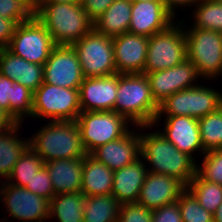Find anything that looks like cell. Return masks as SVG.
<instances>
[{"mask_svg":"<svg viewBox=\"0 0 222 222\" xmlns=\"http://www.w3.org/2000/svg\"><path fill=\"white\" fill-rule=\"evenodd\" d=\"M139 136L140 158L148 172L177 178L187 186L196 174L197 162L179 151L153 124L139 126Z\"/></svg>","mask_w":222,"mask_h":222,"instance_id":"cell-1","label":"cell"},{"mask_svg":"<svg viewBox=\"0 0 222 222\" xmlns=\"http://www.w3.org/2000/svg\"><path fill=\"white\" fill-rule=\"evenodd\" d=\"M29 135V147L47 163L49 161L84 158L88 153L83 145L76 120L47 121Z\"/></svg>","mask_w":222,"mask_h":222,"instance_id":"cell-2","label":"cell"},{"mask_svg":"<svg viewBox=\"0 0 222 222\" xmlns=\"http://www.w3.org/2000/svg\"><path fill=\"white\" fill-rule=\"evenodd\" d=\"M35 17L56 45H72L93 29V22L77 3L35 2Z\"/></svg>","mask_w":222,"mask_h":222,"instance_id":"cell-3","label":"cell"},{"mask_svg":"<svg viewBox=\"0 0 222 222\" xmlns=\"http://www.w3.org/2000/svg\"><path fill=\"white\" fill-rule=\"evenodd\" d=\"M116 96L114 112L123 115L135 126L154 123L159 105L152 98L145 74H119Z\"/></svg>","mask_w":222,"mask_h":222,"instance_id":"cell-4","label":"cell"},{"mask_svg":"<svg viewBox=\"0 0 222 222\" xmlns=\"http://www.w3.org/2000/svg\"><path fill=\"white\" fill-rule=\"evenodd\" d=\"M214 82L203 80L195 87L178 91L167 97L159 104L156 117L184 115L200 119L218 110L222 107V88L219 90L220 87L217 89L215 84L210 85Z\"/></svg>","mask_w":222,"mask_h":222,"instance_id":"cell-5","label":"cell"},{"mask_svg":"<svg viewBox=\"0 0 222 222\" xmlns=\"http://www.w3.org/2000/svg\"><path fill=\"white\" fill-rule=\"evenodd\" d=\"M187 59L205 81L222 78V33L195 27H184ZM219 79V80H218Z\"/></svg>","mask_w":222,"mask_h":222,"instance_id":"cell-6","label":"cell"},{"mask_svg":"<svg viewBox=\"0 0 222 222\" xmlns=\"http://www.w3.org/2000/svg\"><path fill=\"white\" fill-rule=\"evenodd\" d=\"M81 112L79 89L43 82L33 94L31 119L34 122L38 120L42 124V121H74Z\"/></svg>","mask_w":222,"mask_h":222,"instance_id":"cell-7","label":"cell"},{"mask_svg":"<svg viewBox=\"0 0 222 222\" xmlns=\"http://www.w3.org/2000/svg\"><path fill=\"white\" fill-rule=\"evenodd\" d=\"M76 121L88 154L99 146L122 138L135 126L114 111H82Z\"/></svg>","mask_w":222,"mask_h":222,"instance_id":"cell-8","label":"cell"},{"mask_svg":"<svg viewBox=\"0 0 222 222\" xmlns=\"http://www.w3.org/2000/svg\"><path fill=\"white\" fill-rule=\"evenodd\" d=\"M187 59V43L182 23L149 37L144 73L172 68Z\"/></svg>","mask_w":222,"mask_h":222,"instance_id":"cell-9","label":"cell"},{"mask_svg":"<svg viewBox=\"0 0 222 222\" xmlns=\"http://www.w3.org/2000/svg\"><path fill=\"white\" fill-rule=\"evenodd\" d=\"M72 46L77 53L84 78L117 74L111 37L92 29Z\"/></svg>","mask_w":222,"mask_h":222,"instance_id":"cell-10","label":"cell"},{"mask_svg":"<svg viewBox=\"0 0 222 222\" xmlns=\"http://www.w3.org/2000/svg\"><path fill=\"white\" fill-rule=\"evenodd\" d=\"M4 207V219L9 222H48L50 201L30 192L26 188L3 182L0 192V205ZM7 214L9 217H7ZM48 220V221H47ZM14 220L12 219L13 222Z\"/></svg>","mask_w":222,"mask_h":222,"instance_id":"cell-11","label":"cell"},{"mask_svg":"<svg viewBox=\"0 0 222 222\" xmlns=\"http://www.w3.org/2000/svg\"><path fill=\"white\" fill-rule=\"evenodd\" d=\"M55 46L46 27L34 17L18 24L7 49L30 63L44 65Z\"/></svg>","mask_w":222,"mask_h":222,"instance_id":"cell-12","label":"cell"},{"mask_svg":"<svg viewBox=\"0 0 222 222\" xmlns=\"http://www.w3.org/2000/svg\"><path fill=\"white\" fill-rule=\"evenodd\" d=\"M153 126L179 151L188 154L196 162L200 160L197 156L202 157L205 153L198 119L184 115L156 117Z\"/></svg>","mask_w":222,"mask_h":222,"instance_id":"cell-13","label":"cell"},{"mask_svg":"<svg viewBox=\"0 0 222 222\" xmlns=\"http://www.w3.org/2000/svg\"><path fill=\"white\" fill-rule=\"evenodd\" d=\"M145 75L150 84L152 98L158 105L174 93L195 87L203 82L196 66L188 59L172 68Z\"/></svg>","mask_w":222,"mask_h":222,"instance_id":"cell-14","label":"cell"},{"mask_svg":"<svg viewBox=\"0 0 222 222\" xmlns=\"http://www.w3.org/2000/svg\"><path fill=\"white\" fill-rule=\"evenodd\" d=\"M81 65L72 45H56L44 64L43 82L79 89L83 82Z\"/></svg>","mask_w":222,"mask_h":222,"instance_id":"cell-15","label":"cell"},{"mask_svg":"<svg viewBox=\"0 0 222 222\" xmlns=\"http://www.w3.org/2000/svg\"><path fill=\"white\" fill-rule=\"evenodd\" d=\"M177 20L163 1L132 0L128 32L149 38L168 29Z\"/></svg>","mask_w":222,"mask_h":222,"instance_id":"cell-16","label":"cell"},{"mask_svg":"<svg viewBox=\"0 0 222 222\" xmlns=\"http://www.w3.org/2000/svg\"><path fill=\"white\" fill-rule=\"evenodd\" d=\"M112 41L117 73H144L149 38L126 32Z\"/></svg>","mask_w":222,"mask_h":222,"instance_id":"cell-17","label":"cell"},{"mask_svg":"<svg viewBox=\"0 0 222 222\" xmlns=\"http://www.w3.org/2000/svg\"><path fill=\"white\" fill-rule=\"evenodd\" d=\"M186 186L177 178L148 172L137 203L150 210L178 201Z\"/></svg>","mask_w":222,"mask_h":222,"instance_id":"cell-18","label":"cell"},{"mask_svg":"<svg viewBox=\"0 0 222 222\" xmlns=\"http://www.w3.org/2000/svg\"><path fill=\"white\" fill-rule=\"evenodd\" d=\"M119 73L106 77L84 78L79 86L82 111H113Z\"/></svg>","mask_w":222,"mask_h":222,"instance_id":"cell-19","label":"cell"},{"mask_svg":"<svg viewBox=\"0 0 222 222\" xmlns=\"http://www.w3.org/2000/svg\"><path fill=\"white\" fill-rule=\"evenodd\" d=\"M91 155L112 171L134 163L140 158L139 126H134L122 138L99 146Z\"/></svg>","mask_w":222,"mask_h":222,"instance_id":"cell-20","label":"cell"},{"mask_svg":"<svg viewBox=\"0 0 222 222\" xmlns=\"http://www.w3.org/2000/svg\"><path fill=\"white\" fill-rule=\"evenodd\" d=\"M44 65L30 63L14 55L7 48H0V74L35 92L43 84Z\"/></svg>","mask_w":222,"mask_h":222,"instance_id":"cell-21","label":"cell"},{"mask_svg":"<svg viewBox=\"0 0 222 222\" xmlns=\"http://www.w3.org/2000/svg\"><path fill=\"white\" fill-rule=\"evenodd\" d=\"M147 173L145 162L141 158L114 171L111 194L120 204L137 203L138 195Z\"/></svg>","mask_w":222,"mask_h":222,"instance_id":"cell-22","label":"cell"},{"mask_svg":"<svg viewBox=\"0 0 222 222\" xmlns=\"http://www.w3.org/2000/svg\"><path fill=\"white\" fill-rule=\"evenodd\" d=\"M44 166L50 175L54 195L81 191L83 158L49 161Z\"/></svg>","mask_w":222,"mask_h":222,"instance_id":"cell-23","label":"cell"},{"mask_svg":"<svg viewBox=\"0 0 222 222\" xmlns=\"http://www.w3.org/2000/svg\"><path fill=\"white\" fill-rule=\"evenodd\" d=\"M114 171L91 154L83 158L81 192L86 197L111 194Z\"/></svg>","mask_w":222,"mask_h":222,"instance_id":"cell-24","label":"cell"},{"mask_svg":"<svg viewBox=\"0 0 222 222\" xmlns=\"http://www.w3.org/2000/svg\"><path fill=\"white\" fill-rule=\"evenodd\" d=\"M22 125L23 123H16L0 133V178L3 181L8 179L19 157L29 146V137L21 136Z\"/></svg>","mask_w":222,"mask_h":222,"instance_id":"cell-25","label":"cell"},{"mask_svg":"<svg viewBox=\"0 0 222 222\" xmlns=\"http://www.w3.org/2000/svg\"><path fill=\"white\" fill-rule=\"evenodd\" d=\"M132 0H116L93 22V29L107 37L128 32L131 20Z\"/></svg>","mask_w":222,"mask_h":222,"instance_id":"cell-26","label":"cell"},{"mask_svg":"<svg viewBox=\"0 0 222 222\" xmlns=\"http://www.w3.org/2000/svg\"><path fill=\"white\" fill-rule=\"evenodd\" d=\"M85 198L81 191L55 195L50 200L49 222H83Z\"/></svg>","mask_w":222,"mask_h":222,"instance_id":"cell-27","label":"cell"},{"mask_svg":"<svg viewBox=\"0 0 222 222\" xmlns=\"http://www.w3.org/2000/svg\"><path fill=\"white\" fill-rule=\"evenodd\" d=\"M188 11L191 12V16L188 15L187 19L186 16L183 18L180 16L178 19L183 27H195L222 33V2L200 0Z\"/></svg>","mask_w":222,"mask_h":222,"instance_id":"cell-28","label":"cell"},{"mask_svg":"<svg viewBox=\"0 0 222 222\" xmlns=\"http://www.w3.org/2000/svg\"><path fill=\"white\" fill-rule=\"evenodd\" d=\"M120 208L112 194L86 197L83 222H118Z\"/></svg>","mask_w":222,"mask_h":222,"instance_id":"cell-29","label":"cell"},{"mask_svg":"<svg viewBox=\"0 0 222 222\" xmlns=\"http://www.w3.org/2000/svg\"><path fill=\"white\" fill-rule=\"evenodd\" d=\"M44 164L45 162L41 157L28 146L19 157L18 162L13 167L6 182L14 186L26 188L27 184L31 182L35 176V173H37Z\"/></svg>","mask_w":222,"mask_h":222,"instance_id":"cell-30","label":"cell"},{"mask_svg":"<svg viewBox=\"0 0 222 222\" xmlns=\"http://www.w3.org/2000/svg\"><path fill=\"white\" fill-rule=\"evenodd\" d=\"M186 188L194 195L198 203L212 214L222 203V185L205 181L197 173Z\"/></svg>","mask_w":222,"mask_h":222,"instance_id":"cell-31","label":"cell"},{"mask_svg":"<svg viewBox=\"0 0 222 222\" xmlns=\"http://www.w3.org/2000/svg\"><path fill=\"white\" fill-rule=\"evenodd\" d=\"M204 152L222 150V107L198 119Z\"/></svg>","mask_w":222,"mask_h":222,"instance_id":"cell-32","label":"cell"},{"mask_svg":"<svg viewBox=\"0 0 222 222\" xmlns=\"http://www.w3.org/2000/svg\"><path fill=\"white\" fill-rule=\"evenodd\" d=\"M33 94L29 88L12 80V118L16 123H24L32 117Z\"/></svg>","mask_w":222,"mask_h":222,"instance_id":"cell-33","label":"cell"},{"mask_svg":"<svg viewBox=\"0 0 222 222\" xmlns=\"http://www.w3.org/2000/svg\"><path fill=\"white\" fill-rule=\"evenodd\" d=\"M178 202L183 222H214L213 214L204 209L187 188Z\"/></svg>","mask_w":222,"mask_h":222,"instance_id":"cell-34","label":"cell"},{"mask_svg":"<svg viewBox=\"0 0 222 222\" xmlns=\"http://www.w3.org/2000/svg\"><path fill=\"white\" fill-rule=\"evenodd\" d=\"M0 17L18 24L31 21L35 17V0H0Z\"/></svg>","mask_w":222,"mask_h":222,"instance_id":"cell-35","label":"cell"},{"mask_svg":"<svg viewBox=\"0 0 222 222\" xmlns=\"http://www.w3.org/2000/svg\"><path fill=\"white\" fill-rule=\"evenodd\" d=\"M200 159L196 173L205 181L222 185V150L207 151Z\"/></svg>","mask_w":222,"mask_h":222,"instance_id":"cell-36","label":"cell"},{"mask_svg":"<svg viewBox=\"0 0 222 222\" xmlns=\"http://www.w3.org/2000/svg\"><path fill=\"white\" fill-rule=\"evenodd\" d=\"M26 189L49 201L55 196L52 181L45 166L35 173L31 182L27 184Z\"/></svg>","mask_w":222,"mask_h":222,"instance_id":"cell-37","label":"cell"},{"mask_svg":"<svg viewBox=\"0 0 222 222\" xmlns=\"http://www.w3.org/2000/svg\"><path fill=\"white\" fill-rule=\"evenodd\" d=\"M152 210L138 203L121 204L118 222H151Z\"/></svg>","mask_w":222,"mask_h":222,"instance_id":"cell-38","label":"cell"},{"mask_svg":"<svg viewBox=\"0 0 222 222\" xmlns=\"http://www.w3.org/2000/svg\"><path fill=\"white\" fill-rule=\"evenodd\" d=\"M151 222H183L179 202L176 201L152 210Z\"/></svg>","mask_w":222,"mask_h":222,"instance_id":"cell-39","label":"cell"},{"mask_svg":"<svg viewBox=\"0 0 222 222\" xmlns=\"http://www.w3.org/2000/svg\"><path fill=\"white\" fill-rule=\"evenodd\" d=\"M116 0H82L81 6L89 19L94 22Z\"/></svg>","mask_w":222,"mask_h":222,"instance_id":"cell-40","label":"cell"},{"mask_svg":"<svg viewBox=\"0 0 222 222\" xmlns=\"http://www.w3.org/2000/svg\"><path fill=\"white\" fill-rule=\"evenodd\" d=\"M0 108L12 117V80L0 74Z\"/></svg>","mask_w":222,"mask_h":222,"instance_id":"cell-41","label":"cell"},{"mask_svg":"<svg viewBox=\"0 0 222 222\" xmlns=\"http://www.w3.org/2000/svg\"><path fill=\"white\" fill-rule=\"evenodd\" d=\"M18 23L13 19L0 17V48H7Z\"/></svg>","mask_w":222,"mask_h":222,"instance_id":"cell-42","label":"cell"},{"mask_svg":"<svg viewBox=\"0 0 222 222\" xmlns=\"http://www.w3.org/2000/svg\"><path fill=\"white\" fill-rule=\"evenodd\" d=\"M200 0H163L167 8L178 18L181 12H185L186 9H191ZM187 7V8H186ZM190 7V8H189ZM183 11H182V10ZM178 11V12H177ZM181 11V12H180ZM180 14V15H177Z\"/></svg>","mask_w":222,"mask_h":222,"instance_id":"cell-43","label":"cell"},{"mask_svg":"<svg viewBox=\"0 0 222 222\" xmlns=\"http://www.w3.org/2000/svg\"><path fill=\"white\" fill-rule=\"evenodd\" d=\"M15 124L16 122L13 118L6 111L0 108V133L7 131Z\"/></svg>","mask_w":222,"mask_h":222,"instance_id":"cell-44","label":"cell"},{"mask_svg":"<svg viewBox=\"0 0 222 222\" xmlns=\"http://www.w3.org/2000/svg\"><path fill=\"white\" fill-rule=\"evenodd\" d=\"M213 218L214 222H222V203L217 207Z\"/></svg>","mask_w":222,"mask_h":222,"instance_id":"cell-45","label":"cell"},{"mask_svg":"<svg viewBox=\"0 0 222 222\" xmlns=\"http://www.w3.org/2000/svg\"><path fill=\"white\" fill-rule=\"evenodd\" d=\"M35 2H58V3H77V4H81L82 0H35Z\"/></svg>","mask_w":222,"mask_h":222,"instance_id":"cell-46","label":"cell"},{"mask_svg":"<svg viewBox=\"0 0 222 222\" xmlns=\"http://www.w3.org/2000/svg\"><path fill=\"white\" fill-rule=\"evenodd\" d=\"M3 182L4 181L0 178V192H1V189H2Z\"/></svg>","mask_w":222,"mask_h":222,"instance_id":"cell-47","label":"cell"},{"mask_svg":"<svg viewBox=\"0 0 222 222\" xmlns=\"http://www.w3.org/2000/svg\"><path fill=\"white\" fill-rule=\"evenodd\" d=\"M137 1H163V0H137Z\"/></svg>","mask_w":222,"mask_h":222,"instance_id":"cell-48","label":"cell"},{"mask_svg":"<svg viewBox=\"0 0 222 222\" xmlns=\"http://www.w3.org/2000/svg\"><path fill=\"white\" fill-rule=\"evenodd\" d=\"M0 222H7L3 217H0Z\"/></svg>","mask_w":222,"mask_h":222,"instance_id":"cell-49","label":"cell"},{"mask_svg":"<svg viewBox=\"0 0 222 222\" xmlns=\"http://www.w3.org/2000/svg\"><path fill=\"white\" fill-rule=\"evenodd\" d=\"M212 1H215V2H222V0H212Z\"/></svg>","mask_w":222,"mask_h":222,"instance_id":"cell-50","label":"cell"}]
</instances>
